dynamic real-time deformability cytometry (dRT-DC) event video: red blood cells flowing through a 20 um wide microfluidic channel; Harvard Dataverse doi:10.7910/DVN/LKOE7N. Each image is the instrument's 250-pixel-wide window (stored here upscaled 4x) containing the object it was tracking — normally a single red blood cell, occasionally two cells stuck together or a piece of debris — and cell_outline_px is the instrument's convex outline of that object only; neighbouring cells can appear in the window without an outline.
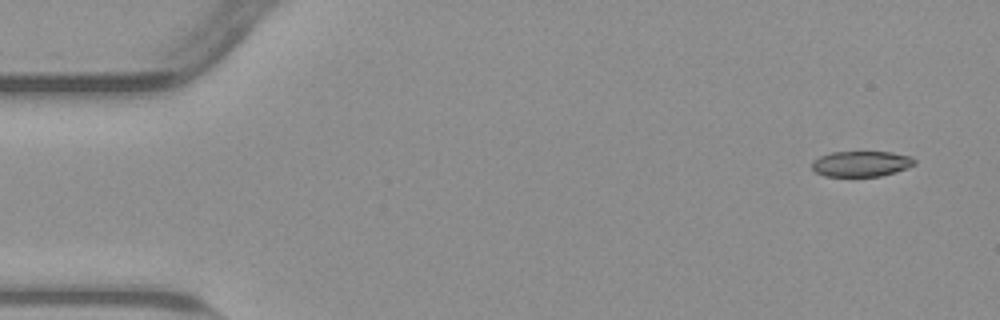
{"species": "common noctule bat (a hibernating species)", "species_latin": "Nyctalus noctula", "temperature_condition": "warm", "stored_images_in_passage": 49, "segment_of_instrument_passage": [1, 2], "camera_frame_rate_fps": 3000, "um_per_image_px": 0.085, "animal": {"sex": "male", "body_mass_g": 23.1, "forearm_length_mm": 52.7}, "frame": {"image": 1, "passage_image": 1, "time_ms": 0.0, "image_size_px": [1000, 320], "cell_outline_px": [[916, 164], [908, 168], [896, 172], [880, 176], [824, 176], [816, 172], [812, 168], [812, 160], [820, 156], [832, 152], [892, 152], [912, 156], [916, 160]], "centroid_in_image_um": [73.24, 13.92], "position_along_channel_um": 11.8, "area_um2": 15.43}}
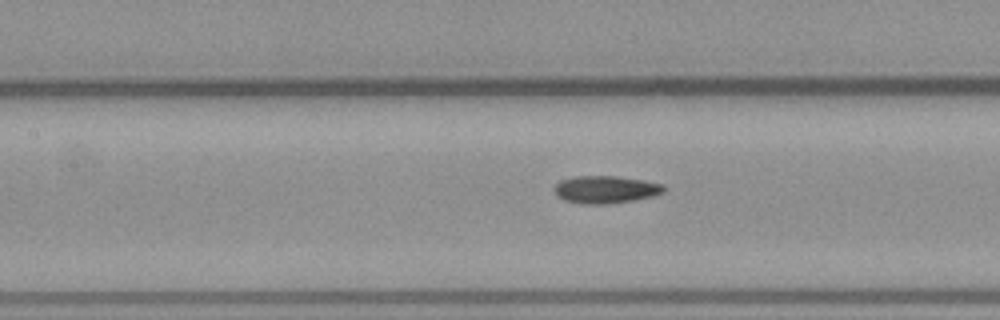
{"frame": {"image": 2, "passage_image": 22, "time_ms": 7.0, "image_size_px": [1000, 320], "cell_outline_px": [[664, 192], [652, 196], [632, 200], [608, 204], [580, 204], [564, 200], [556, 196], [552, 188], [560, 180], [576, 176], [616, 176], [644, 180], [660, 184], [664, 188]], "centroid_in_image_um": [51.4, 16.11], "position_along_channel_um": 156.0, "area_um2": 17.57}}
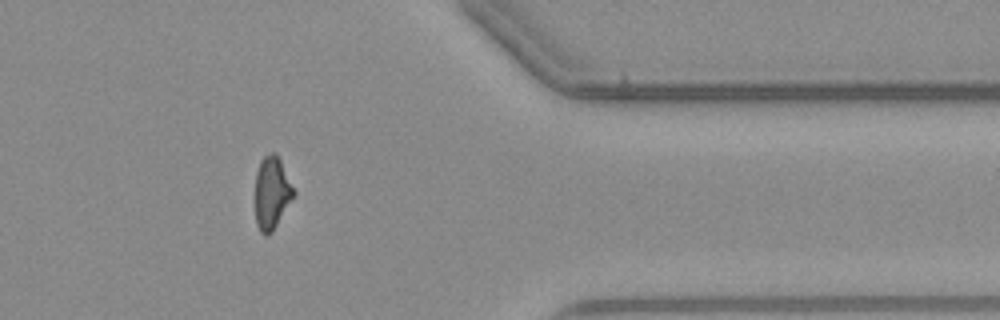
{"frame": {"image": 3, "passage_image": 42, "time_ms": 13.667, "image_size_px": [1000, 320], "cell_outline_px": [[296, 192], [272, 232], [268, 236], [264, 236], [260, 232], [256, 224], [256, 172], [260, 160], [268, 152], [276, 152]], "centroid_in_image_um": [23.09, 16.38], "position_along_channel_um": 388.3, "area_um2": 16.24}}